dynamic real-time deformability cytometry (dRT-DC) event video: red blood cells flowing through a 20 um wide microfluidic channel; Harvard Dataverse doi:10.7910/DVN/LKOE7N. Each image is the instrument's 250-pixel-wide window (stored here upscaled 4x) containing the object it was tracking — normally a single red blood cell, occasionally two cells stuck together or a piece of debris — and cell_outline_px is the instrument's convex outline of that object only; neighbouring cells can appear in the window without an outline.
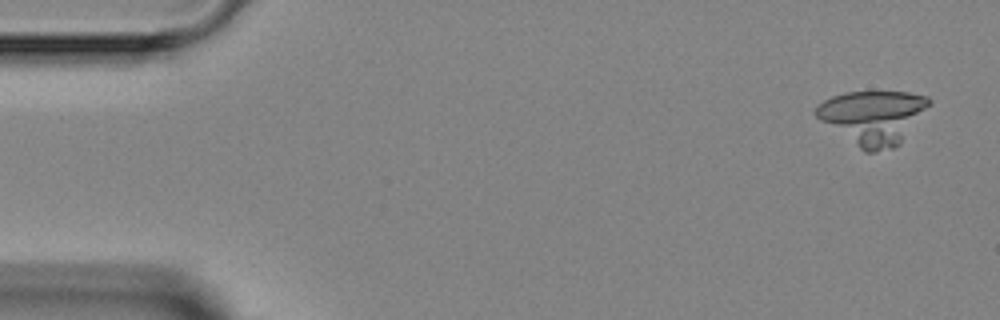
{"species": "Egyptian fruit bat (a non-hibernating species)", "species_latin": "Rousettus aegyptiacus", "temperature_condition": "room temperature", "stored_images_in_passage": 4, "camera_frame_rate_fps": 3000, "um_per_image_px": 0.085, "animal": {"sex": "female"}, "frame": {"image": 1, "passage_image": 1, "time_ms": 0.0, "image_size_px": [1000, 320], "cell_outline_px": [[932, 100], [900, 144], [892, 148], [876, 152], [864, 152], [820, 120], [812, 112], [816, 104], [832, 96], [848, 92], [908, 92], [928, 96]], "centroid_in_image_um": [74.17, 9.96], "position_along_channel_um": 10.8, "area_um2": 35.26}}
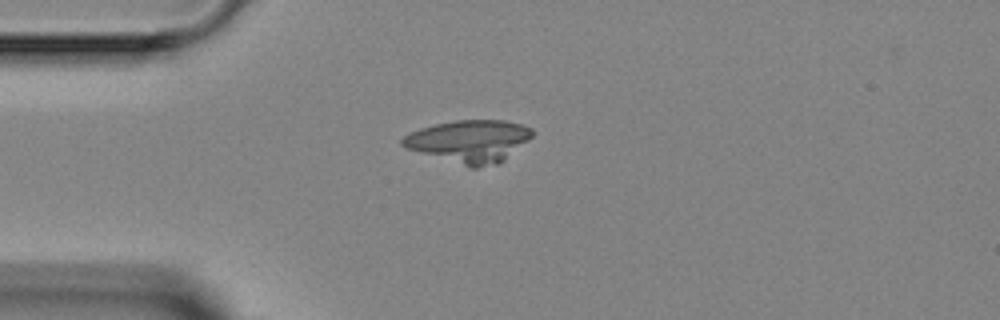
{"frame": {"image": 2, "passage_image": 3, "time_ms": 3.333, "image_size_px": [1000, 320], "cell_outline_px": [[532, 136], [528, 140], [500, 164], [476, 168], [468, 168], [404, 148], [400, 144], [400, 140], [404, 136], [420, 128], [436, 124], [456, 120], [504, 120], [520, 124], [532, 128]], "centroid_in_image_um": [39.87, 12.03], "position_along_channel_um": 45.1, "area_um2": 32.43}}